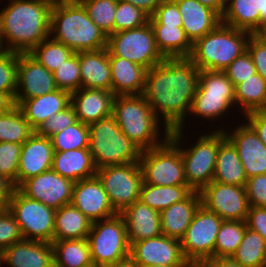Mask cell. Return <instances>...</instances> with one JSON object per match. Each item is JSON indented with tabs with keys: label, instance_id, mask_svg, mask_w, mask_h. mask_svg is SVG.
I'll return each mask as SVG.
<instances>
[{
	"label": "cell",
	"instance_id": "obj_25",
	"mask_svg": "<svg viewBox=\"0 0 266 267\" xmlns=\"http://www.w3.org/2000/svg\"><path fill=\"white\" fill-rule=\"evenodd\" d=\"M200 205V192L192 191L184 200L163 209L160 212L162 235L181 240Z\"/></svg>",
	"mask_w": 266,
	"mask_h": 267
},
{
	"label": "cell",
	"instance_id": "obj_57",
	"mask_svg": "<svg viewBox=\"0 0 266 267\" xmlns=\"http://www.w3.org/2000/svg\"><path fill=\"white\" fill-rule=\"evenodd\" d=\"M15 189L14 183L0 174V210L8 208Z\"/></svg>",
	"mask_w": 266,
	"mask_h": 267
},
{
	"label": "cell",
	"instance_id": "obj_66",
	"mask_svg": "<svg viewBox=\"0 0 266 267\" xmlns=\"http://www.w3.org/2000/svg\"><path fill=\"white\" fill-rule=\"evenodd\" d=\"M138 267H172V266H165V265H151V266H138Z\"/></svg>",
	"mask_w": 266,
	"mask_h": 267
},
{
	"label": "cell",
	"instance_id": "obj_10",
	"mask_svg": "<svg viewBox=\"0 0 266 267\" xmlns=\"http://www.w3.org/2000/svg\"><path fill=\"white\" fill-rule=\"evenodd\" d=\"M139 163L144 183L155 186L188 185L180 150L169 139L158 147L142 150Z\"/></svg>",
	"mask_w": 266,
	"mask_h": 267
},
{
	"label": "cell",
	"instance_id": "obj_43",
	"mask_svg": "<svg viewBox=\"0 0 266 267\" xmlns=\"http://www.w3.org/2000/svg\"><path fill=\"white\" fill-rule=\"evenodd\" d=\"M54 151H67L73 149L88 148L89 128L88 124L77 121L61 132L50 137Z\"/></svg>",
	"mask_w": 266,
	"mask_h": 267
},
{
	"label": "cell",
	"instance_id": "obj_41",
	"mask_svg": "<svg viewBox=\"0 0 266 267\" xmlns=\"http://www.w3.org/2000/svg\"><path fill=\"white\" fill-rule=\"evenodd\" d=\"M29 54L53 73L57 67L69 59L74 52L66 45L49 36L35 46Z\"/></svg>",
	"mask_w": 266,
	"mask_h": 267
},
{
	"label": "cell",
	"instance_id": "obj_47",
	"mask_svg": "<svg viewBox=\"0 0 266 267\" xmlns=\"http://www.w3.org/2000/svg\"><path fill=\"white\" fill-rule=\"evenodd\" d=\"M149 15L131 3L117 2L114 33L134 29L149 22Z\"/></svg>",
	"mask_w": 266,
	"mask_h": 267
},
{
	"label": "cell",
	"instance_id": "obj_49",
	"mask_svg": "<svg viewBox=\"0 0 266 267\" xmlns=\"http://www.w3.org/2000/svg\"><path fill=\"white\" fill-rule=\"evenodd\" d=\"M78 121L75 111L71 104L60 111L59 113L53 114L44 121L40 126L35 130V132L42 136L51 137L55 133L61 132L68 126L76 123Z\"/></svg>",
	"mask_w": 266,
	"mask_h": 267
},
{
	"label": "cell",
	"instance_id": "obj_38",
	"mask_svg": "<svg viewBox=\"0 0 266 267\" xmlns=\"http://www.w3.org/2000/svg\"><path fill=\"white\" fill-rule=\"evenodd\" d=\"M34 132L17 105L0 114V142L23 144Z\"/></svg>",
	"mask_w": 266,
	"mask_h": 267
},
{
	"label": "cell",
	"instance_id": "obj_6",
	"mask_svg": "<svg viewBox=\"0 0 266 267\" xmlns=\"http://www.w3.org/2000/svg\"><path fill=\"white\" fill-rule=\"evenodd\" d=\"M183 132L172 130L168 139L180 150L188 186L200 192L213 180L219 145L226 134L224 130H211V133L200 135L193 146L183 148L180 144Z\"/></svg>",
	"mask_w": 266,
	"mask_h": 267
},
{
	"label": "cell",
	"instance_id": "obj_52",
	"mask_svg": "<svg viewBox=\"0 0 266 267\" xmlns=\"http://www.w3.org/2000/svg\"><path fill=\"white\" fill-rule=\"evenodd\" d=\"M150 25H183L182 16L174 0H164L149 17Z\"/></svg>",
	"mask_w": 266,
	"mask_h": 267
},
{
	"label": "cell",
	"instance_id": "obj_4",
	"mask_svg": "<svg viewBox=\"0 0 266 267\" xmlns=\"http://www.w3.org/2000/svg\"><path fill=\"white\" fill-rule=\"evenodd\" d=\"M112 115L121 131L141 150L162 145L170 131L164 132L160 141V121L145 97L140 95H117L113 100Z\"/></svg>",
	"mask_w": 266,
	"mask_h": 267
},
{
	"label": "cell",
	"instance_id": "obj_61",
	"mask_svg": "<svg viewBox=\"0 0 266 267\" xmlns=\"http://www.w3.org/2000/svg\"><path fill=\"white\" fill-rule=\"evenodd\" d=\"M14 105V101L7 94L0 91V114L7 112Z\"/></svg>",
	"mask_w": 266,
	"mask_h": 267
},
{
	"label": "cell",
	"instance_id": "obj_59",
	"mask_svg": "<svg viewBox=\"0 0 266 267\" xmlns=\"http://www.w3.org/2000/svg\"><path fill=\"white\" fill-rule=\"evenodd\" d=\"M123 2L131 3L135 7L140 8L149 16H152L157 7L164 1V0H122Z\"/></svg>",
	"mask_w": 266,
	"mask_h": 267
},
{
	"label": "cell",
	"instance_id": "obj_14",
	"mask_svg": "<svg viewBox=\"0 0 266 267\" xmlns=\"http://www.w3.org/2000/svg\"><path fill=\"white\" fill-rule=\"evenodd\" d=\"M200 196L201 205L223 220L246 221L250 205L245 187L211 181Z\"/></svg>",
	"mask_w": 266,
	"mask_h": 267
},
{
	"label": "cell",
	"instance_id": "obj_27",
	"mask_svg": "<svg viewBox=\"0 0 266 267\" xmlns=\"http://www.w3.org/2000/svg\"><path fill=\"white\" fill-rule=\"evenodd\" d=\"M81 87L111 91V67L107 48L77 52Z\"/></svg>",
	"mask_w": 266,
	"mask_h": 267
},
{
	"label": "cell",
	"instance_id": "obj_9",
	"mask_svg": "<svg viewBox=\"0 0 266 267\" xmlns=\"http://www.w3.org/2000/svg\"><path fill=\"white\" fill-rule=\"evenodd\" d=\"M109 56H118L139 64L149 70L165 57L158 50L150 23L123 30L107 37Z\"/></svg>",
	"mask_w": 266,
	"mask_h": 267
},
{
	"label": "cell",
	"instance_id": "obj_19",
	"mask_svg": "<svg viewBox=\"0 0 266 267\" xmlns=\"http://www.w3.org/2000/svg\"><path fill=\"white\" fill-rule=\"evenodd\" d=\"M71 204L92 222L118 214L96 175L74 183Z\"/></svg>",
	"mask_w": 266,
	"mask_h": 267
},
{
	"label": "cell",
	"instance_id": "obj_62",
	"mask_svg": "<svg viewBox=\"0 0 266 267\" xmlns=\"http://www.w3.org/2000/svg\"><path fill=\"white\" fill-rule=\"evenodd\" d=\"M259 33L266 29V0H260Z\"/></svg>",
	"mask_w": 266,
	"mask_h": 267
},
{
	"label": "cell",
	"instance_id": "obj_32",
	"mask_svg": "<svg viewBox=\"0 0 266 267\" xmlns=\"http://www.w3.org/2000/svg\"><path fill=\"white\" fill-rule=\"evenodd\" d=\"M158 50L165 58L189 57L192 43L182 25H151Z\"/></svg>",
	"mask_w": 266,
	"mask_h": 267
},
{
	"label": "cell",
	"instance_id": "obj_5",
	"mask_svg": "<svg viewBox=\"0 0 266 267\" xmlns=\"http://www.w3.org/2000/svg\"><path fill=\"white\" fill-rule=\"evenodd\" d=\"M250 32L222 22L210 33L192 44L188 57L199 70L223 71L247 51Z\"/></svg>",
	"mask_w": 266,
	"mask_h": 267
},
{
	"label": "cell",
	"instance_id": "obj_51",
	"mask_svg": "<svg viewBox=\"0 0 266 267\" xmlns=\"http://www.w3.org/2000/svg\"><path fill=\"white\" fill-rule=\"evenodd\" d=\"M223 72L235 87L257 73L253 59L248 51L237 57Z\"/></svg>",
	"mask_w": 266,
	"mask_h": 267
},
{
	"label": "cell",
	"instance_id": "obj_18",
	"mask_svg": "<svg viewBox=\"0 0 266 267\" xmlns=\"http://www.w3.org/2000/svg\"><path fill=\"white\" fill-rule=\"evenodd\" d=\"M234 129L230 133L223 128L216 130H224L226 137L236 147L246 177L266 174V146L258 134L247 122Z\"/></svg>",
	"mask_w": 266,
	"mask_h": 267
},
{
	"label": "cell",
	"instance_id": "obj_39",
	"mask_svg": "<svg viewBox=\"0 0 266 267\" xmlns=\"http://www.w3.org/2000/svg\"><path fill=\"white\" fill-rule=\"evenodd\" d=\"M235 104V96H215L206 95V92H196L194 95L190 114H194L197 117H202L207 120L218 119L223 117Z\"/></svg>",
	"mask_w": 266,
	"mask_h": 267
},
{
	"label": "cell",
	"instance_id": "obj_23",
	"mask_svg": "<svg viewBox=\"0 0 266 267\" xmlns=\"http://www.w3.org/2000/svg\"><path fill=\"white\" fill-rule=\"evenodd\" d=\"M174 1L182 16V28L192 44L222 22V17L217 12L197 0Z\"/></svg>",
	"mask_w": 266,
	"mask_h": 267
},
{
	"label": "cell",
	"instance_id": "obj_34",
	"mask_svg": "<svg viewBox=\"0 0 266 267\" xmlns=\"http://www.w3.org/2000/svg\"><path fill=\"white\" fill-rule=\"evenodd\" d=\"M259 9L260 0H233L225 7L222 23L259 34Z\"/></svg>",
	"mask_w": 266,
	"mask_h": 267
},
{
	"label": "cell",
	"instance_id": "obj_28",
	"mask_svg": "<svg viewBox=\"0 0 266 267\" xmlns=\"http://www.w3.org/2000/svg\"><path fill=\"white\" fill-rule=\"evenodd\" d=\"M70 104L71 93L57 89L42 96L23 100L18 107L30 126L36 130L50 116L59 113Z\"/></svg>",
	"mask_w": 266,
	"mask_h": 267
},
{
	"label": "cell",
	"instance_id": "obj_44",
	"mask_svg": "<svg viewBox=\"0 0 266 267\" xmlns=\"http://www.w3.org/2000/svg\"><path fill=\"white\" fill-rule=\"evenodd\" d=\"M196 92L206 95L235 96V86L223 71L200 70Z\"/></svg>",
	"mask_w": 266,
	"mask_h": 267
},
{
	"label": "cell",
	"instance_id": "obj_35",
	"mask_svg": "<svg viewBox=\"0 0 266 267\" xmlns=\"http://www.w3.org/2000/svg\"><path fill=\"white\" fill-rule=\"evenodd\" d=\"M192 191L188 185L155 186L142 182L139 200L161 212L172 204L184 200Z\"/></svg>",
	"mask_w": 266,
	"mask_h": 267
},
{
	"label": "cell",
	"instance_id": "obj_8",
	"mask_svg": "<svg viewBox=\"0 0 266 267\" xmlns=\"http://www.w3.org/2000/svg\"><path fill=\"white\" fill-rule=\"evenodd\" d=\"M87 240L94 267H107L130 258L126 225L120 214L92 222Z\"/></svg>",
	"mask_w": 266,
	"mask_h": 267
},
{
	"label": "cell",
	"instance_id": "obj_36",
	"mask_svg": "<svg viewBox=\"0 0 266 267\" xmlns=\"http://www.w3.org/2000/svg\"><path fill=\"white\" fill-rule=\"evenodd\" d=\"M236 107L245 116L253 111L266 110V81L258 74L252 75L235 87Z\"/></svg>",
	"mask_w": 266,
	"mask_h": 267
},
{
	"label": "cell",
	"instance_id": "obj_24",
	"mask_svg": "<svg viewBox=\"0 0 266 267\" xmlns=\"http://www.w3.org/2000/svg\"><path fill=\"white\" fill-rule=\"evenodd\" d=\"M130 246L137 241L162 235L160 212L137 200L121 213Z\"/></svg>",
	"mask_w": 266,
	"mask_h": 267
},
{
	"label": "cell",
	"instance_id": "obj_20",
	"mask_svg": "<svg viewBox=\"0 0 266 267\" xmlns=\"http://www.w3.org/2000/svg\"><path fill=\"white\" fill-rule=\"evenodd\" d=\"M54 148L51 139L34 132L23 144L19 158L17 187L30 177L52 168Z\"/></svg>",
	"mask_w": 266,
	"mask_h": 267
},
{
	"label": "cell",
	"instance_id": "obj_64",
	"mask_svg": "<svg viewBox=\"0 0 266 267\" xmlns=\"http://www.w3.org/2000/svg\"><path fill=\"white\" fill-rule=\"evenodd\" d=\"M233 0H221V4L226 7Z\"/></svg>",
	"mask_w": 266,
	"mask_h": 267
},
{
	"label": "cell",
	"instance_id": "obj_26",
	"mask_svg": "<svg viewBox=\"0 0 266 267\" xmlns=\"http://www.w3.org/2000/svg\"><path fill=\"white\" fill-rule=\"evenodd\" d=\"M111 91L117 95H140L145 86L147 69L118 56H109Z\"/></svg>",
	"mask_w": 266,
	"mask_h": 267
},
{
	"label": "cell",
	"instance_id": "obj_53",
	"mask_svg": "<svg viewBox=\"0 0 266 267\" xmlns=\"http://www.w3.org/2000/svg\"><path fill=\"white\" fill-rule=\"evenodd\" d=\"M256 72L266 81V41L259 34H251L247 42Z\"/></svg>",
	"mask_w": 266,
	"mask_h": 267
},
{
	"label": "cell",
	"instance_id": "obj_37",
	"mask_svg": "<svg viewBox=\"0 0 266 267\" xmlns=\"http://www.w3.org/2000/svg\"><path fill=\"white\" fill-rule=\"evenodd\" d=\"M232 258L242 267H266V240L258 232L246 227Z\"/></svg>",
	"mask_w": 266,
	"mask_h": 267
},
{
	"label": "cell",
	"instance_id": "obj_11",
	"mask_svg": "<svg viewBox=\"0 0 266 267\" xmlns=\"http://www.w3.org/2000/svg\"><path fill=\"white\" fill-rule=\"evenodd\" d=\"M8 209L19 224L25 240L52 243L56 210L23 195L17 188L13 192Z\"/></svg>",
	"mask_w": 266,
	"mask_h": 267
},
{
	"label": "cell",
	"instance_id": "obj_50",
	"mask_svg": "<svg viewBox=\"0 0 266 267\" xmlns=\"http://www.w3.org/2000/svg\"><path fill=\"white\" fill-rule=\"evenodd\" d=\"M18 222L10 210H0V253L12 244L23 240Z\"/></svg>",
	"mask_w": 266,
	"mask_h": 267
},
{
	"label": "cell",
	"instance_id": "obj_16",
	"mask_svg": "<svg viewBox=\"0 0 266 267\" xmlns=\"http://www.w3.org/2000/svg\"><path fill=\"white\" fill-rule=\"evenodd\" d=\"M74 183L51 169L28 178L17 189L26 197L57 210L71 204Z\"/></svg>",
	"mask_w": 266,
	"mask_h": 267
},
{
	"label": "cell",
	"instance_id": "obj_63",
	"mask_svg": "<svg viewBox=\"0 0 266 267\" xmlns=\"http://www.w3.org/2000/svg\"><path fill=\"white\" fill-rule=\"evenodd\" d=\"M107 267H138L130 258Z\"/></svg>",
	"mask_w": 266,
	"mask_h": 267
},
{
	"label": "cell",
	"instance_id": "obj_33",
	"mask_svg": "<svg viewBox=\"0 0 266 267\" xmlns=\"http://www.w3.org/2000/svg\"><path fill=\"white\" fill-rule=\"evenodd\" d=\"M54 267H94L86 239L54 240Z\"/></svg>",
	"mask_w": 266,
	"mask_h": 267
},
{
	"label": "cell",
	"instance_id": "obj_58",
	"mask_svg": "<svg viewBox=\"0 0 266 267\" xmlns=\"http://www.w3.org/2000/svg\"><path fill=\"white\" fill-rule=\"evenodd\" d=\"M196 267H242L232 257H214L200 262Z\"/></svg>",
	"mask_w": 266,
	"mask_h": 267
},
{
	"label": "cell",
	"instance_id": "obj_54",
	"mask_svg": "<svg viewBox=\"0 0 266 267\" xmlns=\"http://www.w3.org/2000/svg\"><path fill=\"white\" fill-rule=\"evenodd\" d=\"M245 189L250 206L266 207V174L247 178Z\"/></svg>",
	"mask_w": 266,
	"mask_h": 267
},
{
	"label": "cell",
	"instance_id": "obj_17",
	"mask_svg": "<svg viewBox=\"0 0 266 267\" xmlns=\"http://www.w3.org/2000/svg\"><path fill=\"white\" fill-rule=\"evenodd\" d=\"M57 90L54 75L29 53H19L14 104Z\"/></svg>",
	"mask_w": 266,
	"mask_h": 267
},
{
	"label": "cell",
	"instance_id": "obj_30",
	"mask_svg": "<svg viewBox=\"0 0 266 267\" xmlns=\"http://www.w3.org/2000/svg\"><path fill=\"white\" fill-rule=\"evenodd\" d=\"M223 184L245 187L247 177L236 147L226 137L219 145L213 180Z\"/></svg>",
	"mask_w": 266,
	"mask_h": 267
},
{
	"label": "cell",
	"instance_id": "obj_13",
	"mask_svg": "<svg viewBox=\"0 0 266 267\" xmlns=\"http://www.w3.org/2000/svg\"><path fill=\"white\" fill-rule=\"evenodd\" d=\"M222 222V218L203 205L197 209L185 235L180 240L183 255L192 267L214 258V247Z\"/></svg>",
	"mask_w": 266,
	"mask_h": 267
},
{
	"label": "cell",
	"instance_id": "obj_3",
	"mask_svg": "<svg viewBox=\"0 0 266 267\" xmlns=\"http://www.w3.org/2000/svg\"><path fill=\"white\" fill-rule=\"evenodd\" d=\"M49 36L74 53L107 47V36L90 19L78 0H54Z\"/></svg>",
	"mask_w": 266,
	"mask_h": 267
},
{
	"label": "cell",
	"instance_id": "obj_15",
	"mask_svg": "<svg viewBox=\"0 0 266 267\" xmlns=\"http://www.w3.org/2000/svg\"><path fill=\"white\" fill-rule=\"evenodd\" d=\"M130 259L137 266L192 267L183 255L181 241L166 235L134 242L130 246Z\"/></svg>",
	"mask_w": 266,
	"mask_h": 267
},
{
	"label": "cell",
	"instance_id": "obj_45",
	"mask_svg": "<svg viewBox=\"0 0 266 267\" xmlns=\"http://www.w3.org/2000/svg\"><path fill=\"white\" fill-rule=\"evenodd\" d=\"M57 89L73 93L81 88L79 57L74 53L53 72Z\"/></svg>",
	"mask_w": 266,
	"mask_h": 267
},
{
	"label": "cell",
	"instance_id": "obj_60",
	"mask_svg": "<svg viewBox=\"0 0 266 267\" xmlns=\"http://www.w3.org/2000/svg\"><path fill=\"white\" fill-rule=\"evenodd\" d=\"M202 5H205L215 12H217L221 17L224 14L225 7L221 4V0H197Z\"/></svg>",
	"mask_w": 266,
	"mask_h": 267
},
{
	"label": "cell",
	"instance_id": "obj_31",
	"mask_svg": "<svg viewBox=\"0 0 266 267\" xmlns=\"http://www.w3.org/2000/svg\"><path fill=\"white\" fill-rule=\"evenodd\" d=\"M92 221L72 204L64 205L55 212L54 240L86 239Z\"/></svg>",
	"mask_w": 266,
	"mask_h": 267
},
{
	"label": "cell",
	"instance_id": "obj_42",
	"mask_svg": "<svg viewBox=\"0 0 266 267\" xmlns=\"http://www.w3.org/2000/svg\"><path fill=\"white\" fill-rule=\"evenodd\" d=\"M90 19L108 37L114 33L117 2L113 0H78Z\"/></svg>",
	"mask_w": 266,
	"mask_h": 267
},
{
	"label": "cell",
	"instance_id": "obj_12",
	"mask_svg": "<svg viewBox=\"0 0 266 267\" xmlns=\"http://www.w3.org/2000/svg\"><path fill=\"white\" fill-rule=\"evenodd\" d=\"M96 176L118 214L139 200L143 182L139 162L105 166L97 169Z\"/></svg>",
	"mask_w": 266,
	"mask_h": 267
},
{
	"label": "cell",
	"instance_id": "obj_46",
	"mask_svg": "<svg viewBox=\"0 0 266 267\" xmlns=\"http://www.w3.org/2000/svg\"><path fill=\"white\" fill-rule=\"evenodd\" d=\"M19 53L0 51V91L13 101L17 91V65Z\"/></svg>",
	"mask_w": 266,
	"mask_h": 267
},
{
	"label": "cell",
	"instance_id": "obj_40",
	"mask_svg": "<svg viewBox=\"0 0 266 267\" xmlns=\"http://www.w3.org/2000/svg\"><path fill=\"white\" fill-rule=\"evenodd\" d=\"M246 227L245 221L223 220L216 238L214 257H232L243 239Z\"/></svg>",
	"mask_w": 266,
	"mask_h": 267
},
{
	"label": "cell",
	"instance_id": "obj_65",
	"mask_svg": "<svg viewBox=\"0 0 266 267\" xmlns=\"http://www.w3.org/2000/svg\"><path fill=\"white\" fill-rule=\"evenodd\" d=\"M259 35L266 41V29H264L263 31H261L259 33Z\"/></svg>",
	"mask_w": 266,
	"mask_h": 267
},
{
	"label": "cell",
	"instance_id": "obj_22",
	"mask_svg": "<svg viewBox=\"0 0 266 267\" xmlns=\"http://www.w3.org/2000/svg\"><path fill=\"white\" fill-rule=\"evenodd\" d=\"M114 97L109 90L81 87L71 93V106L79 121L90 124L112 115Z\"/></svg>",
	"mask_w": 266,
	"mask_h": 267
},
{
	"label": "cell",
	"instance_id": "obj_7",
	"mask_svg": "<svg viewBox=\"0 0 266 267\" xmlns=\"http://www.w3.org/2000/svg\"><path fill=\"white\" fill-rule=\"evenodd\" d=\"M89 145L96 169L139 162L142 150L117 125L113 115L88 124Z\"/></svg>",
	"mask_w": 266,
	"mask_h": 267
},
{
	"label": "cell",
	"instance_id": "obj_21",
	"mask_svg": "<svg viewBox=\"0 0 266 267\" xmlns=\"http://www.w3.org/2000/svg\"><path fill=\"white\" fill-rule=\"evenodd\" d=\"M1 264L9 267H54L52 245L50 242L23 239L0 253Z\"/></svg>",
	"mask_w": 266,
	"mask_h": 267
},
{
	"label": "cell",
	"instance_id": "obj_2",
	"mask_svg": "<svg viewBox=\"0 0 266 267\" xmlns=\"http://www.w3.org/2000/svg\"><path fill=\"white\" fill-rule=\"evenodd\" d=\"M9 1L7 7L0 10L1 49L29 53L49 37L54 0Z\"/></svg>",
	"mask_w": 266,
	"mask_h": 267
},
{
	"label": "cell",
	"instance_id": "obj_56",
	"mask_svg": "<svg viewBox=\"0 0 266 267\" xmlns=\"http://www.w3.org/2000/svg\"><path fill=\"white\" fill-rule=\"evenodd\" d=\"M246 119L247 121L245 122H248L266 146V110L248 113L245 115Z\"/></svg>",
	"mask_w": 266,
	"mask_h": 267
},
{
	"label": "cell",
	"instance_id": "obj_29",
	"mask_svg": "<svg viewBox=\"0 0 266 267\" xmlns=\"http://www.w3.org/2000/svg\"><path fill=\"white\" fill-rule=\"evenodd\" d=\"M51 169L73 182L91 178L97 172L88 148L54 151Z\"/></svg>",
	"mask_w": 266,
	"mask_h": 267
},
{
	"label": "cell",
	"instance_id": "obj_48",
	"mask_svg": "<svg viewBox=\"0 0 266 267\" xmlns=\"http://www.w3.org/2000/svg\"><path fill=\"white\" fill-rule=\"evenodd\" d=\"M22 144L0 142V174L11 180L17 188V174Z\"/></svg>",
	"mask_w": 266,
	"mask_h": 267
},
{
	"label": "cell",
	"instance_id": "obj_1",
	"mask_svg": "<svg viewBox=\"0 0 266 267\" xmlns=\"http://www.w3.org/2000/svg\"><path fill=\"white\" fill-rule=\"evenodd\" d=\"M199 71L188 57L165 58L147 70L142 95L157 118H163L164 131L184 130L183 124L196 94Z\"/></svg>",
	"mask_w": 266,
	"mask_h": 267
},
{
	"label": "cell",
	"instance_id": "obj_55",
	"mask_svg": "<svg viewBox=\"0 0 266 267\" xmlns=\"http://www.w3.org/2000/svg\"><path fill=\"white\" fill-rule=\"evenodd\" d=\"M245 222L249 229L258 232L266 240V207L250 206Z\"/></svg>",
	"mask_w": 266,
	"mask_h": 267
}]
</instances>
